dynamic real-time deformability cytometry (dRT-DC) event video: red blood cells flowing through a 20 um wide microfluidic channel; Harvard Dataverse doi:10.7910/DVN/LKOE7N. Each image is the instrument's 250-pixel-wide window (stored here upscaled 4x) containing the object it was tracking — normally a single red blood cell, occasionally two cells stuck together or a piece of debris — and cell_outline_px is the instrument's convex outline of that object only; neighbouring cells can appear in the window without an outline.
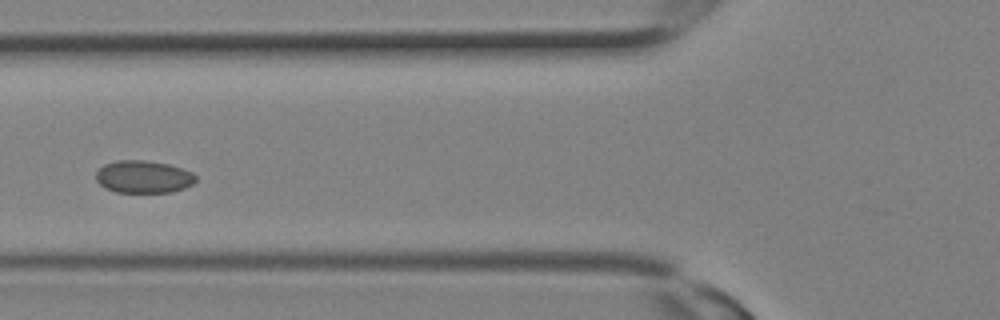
{"species": "Egyptian fruit bat (a non-hibernating species)", "species_latin": "Rousettus aegyptiacus", "temperature_condition": "room temperature", "stored_images_in_passage": 11, "camera_frame_rate_fps": 3000, "um_per_image_px": 0.085, "animal": {"sex": "female"}, "frame": {"image": 1, "passage_image": 8, "time_ms": 2.333, "image_size_px": [1000, 320], "cell_outline_px": [[196, 180], [192, 184], [184, 188], [172, 192], [116, 192], [104, 188], [96, 180], [96, 172], [104, 164], [116, 160], [144, 160], [168, 164], [192, 172], [196, 176]], "centroid_in_image_um": [12.17, 15.03], "position_along_channel_um": 113.6, "area_um2": 18.9}}
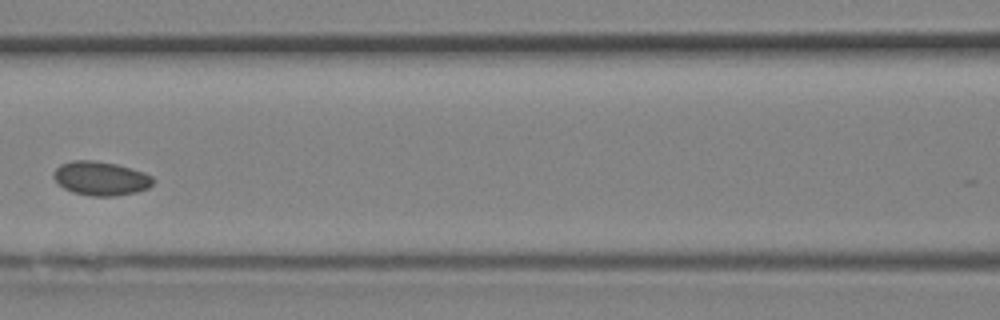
{"frame": {"image": 2, "passage_image": 10, "time_ms": 3.0, "image_size_px": [1000, 320], "cell_outline_px": [[156, 180], [148, 188], [136, 192], [112, 196], [92, 196], [72, 192], [64, 188], [52, 176], [52, 172], [60, 164], [72, 160], [92, 160], [116, 164], [144, 172], [152, 176]], "centroid_in_image_um": [8.56, 15.16], "position_along_channel_um": 158.0, "area_um2": 19.71}}